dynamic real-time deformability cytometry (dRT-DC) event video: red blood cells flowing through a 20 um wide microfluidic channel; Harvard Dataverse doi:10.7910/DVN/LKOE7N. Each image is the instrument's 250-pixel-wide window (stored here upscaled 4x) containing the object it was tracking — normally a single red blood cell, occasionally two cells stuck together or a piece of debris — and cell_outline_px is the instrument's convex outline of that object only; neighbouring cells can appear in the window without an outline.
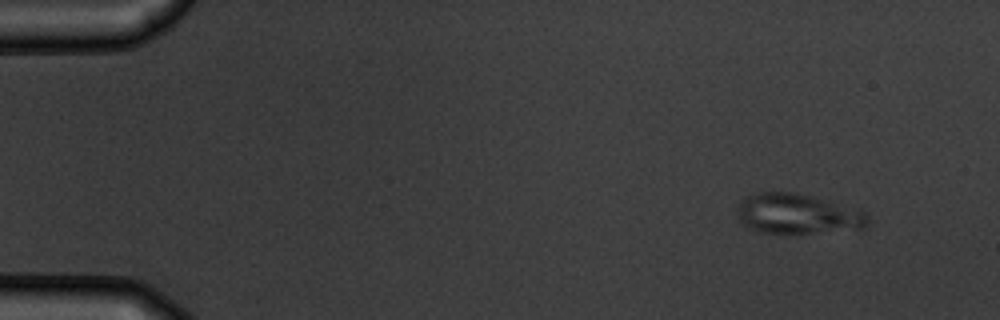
{"species": "common noctule bat (a hibernating species)", "species_latin": "Nyctalus noctula", "temperature_condition": "warm", "stored_images_in_passage": 4, "camera_frame_rate_fps": 3000, "um_per_image_px": 0.085, "animal": {"sex": "male", "body_mass_g": 19.5, "forearm_length_mm": 54.6}, "frame": {"image": 1, "passage_image": 1, "time_ms": 0.0, "image_size_px": [1000, 320], "cell_outline_px": [[868, 228], [808, 232], [756, 232], [748, 228], [740, 220], [736, 212], [736, 208], [748, 196], [756, 192], [796, 192], [812, 196], [864, 212], [868, 216]], "centroid_in_image_um": [67.75, 18.17], "position_along_channel_um": 17.3, "area_um2": 29.88}}